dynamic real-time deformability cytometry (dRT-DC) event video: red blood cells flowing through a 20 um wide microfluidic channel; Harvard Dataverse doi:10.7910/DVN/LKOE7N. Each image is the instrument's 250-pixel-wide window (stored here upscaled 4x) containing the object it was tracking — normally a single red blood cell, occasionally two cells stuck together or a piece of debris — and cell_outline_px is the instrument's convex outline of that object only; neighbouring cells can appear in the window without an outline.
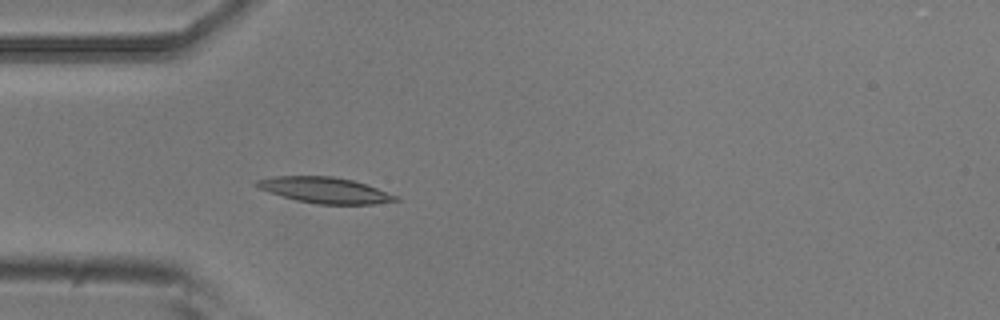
{"species": "common noctule bat (a hibernating species)", "species_latin": "Nyctalus noctula", "temperature_condition": "room temperature", "stored_images_in_passage": 24, "camera_frame_rate_fps": 3000, "um_per_image_px": 0.085, "animal": {"sex": "male", "body_mass_g": 20.5, "forearm_length_mm": 52.5}, "frame": {"image": 1, "passage_image": 4, "time_ms": 1.0, "image_size_px": [1000, 320], "cell_outline_px": [[400, 200], [372, 204], [316, 204], [296, 200], [268, 192], [252, 184], [256, 180], [276, 176], [332, 176], [352, 180], [400, 196]], "centroid_in_image_um": [27.6, 16.16], "position_along_channel_um": 57.4, "area_um2": 20.87}}
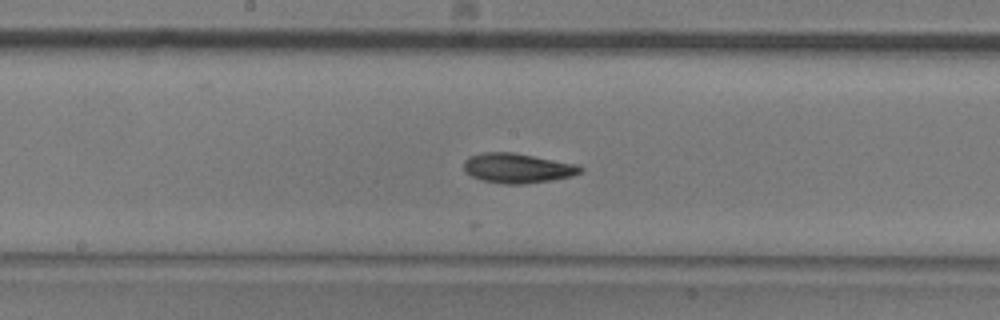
{"frame": {"image": 2, "passage_image": 16, "time_ms": 5.0, "image_size_px": [1000, 320], "cell_outline_px": [[584, 168], [580, 172], [572, 176], [552, 180], [524, 184], [504, 184], [480, 180], [464, 172], [464, 160], [468, 156], [484, 152], [512, 152], [576, 164]], "centroid_in_image_um": [43.94, 14.29], "position_along_channel_um": 204.3, "area_um2": 20.23}}
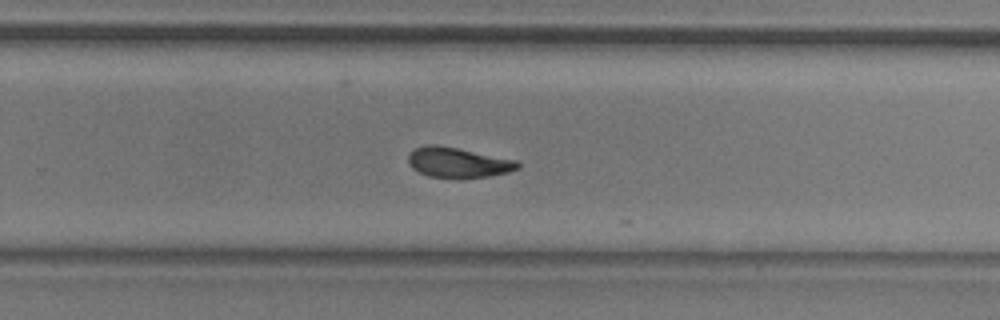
{"frame": {"image": 3, "passage_image": 23, "time_ms": 7.333, "image_size_px": [1000, 320], "cell_outline_px": [[520, 168], [508, 172], [488, 176], [456, 180], [428, 176], [412, 168], [408, 164], [408, 156], [416, 148], [428, 144], [436, 144], [516, 160], [520, 164]], "centroid_in_image_um": [38.92, 13.84], "position_along_channel_um": 290.9, "area_um2": 19.42}}